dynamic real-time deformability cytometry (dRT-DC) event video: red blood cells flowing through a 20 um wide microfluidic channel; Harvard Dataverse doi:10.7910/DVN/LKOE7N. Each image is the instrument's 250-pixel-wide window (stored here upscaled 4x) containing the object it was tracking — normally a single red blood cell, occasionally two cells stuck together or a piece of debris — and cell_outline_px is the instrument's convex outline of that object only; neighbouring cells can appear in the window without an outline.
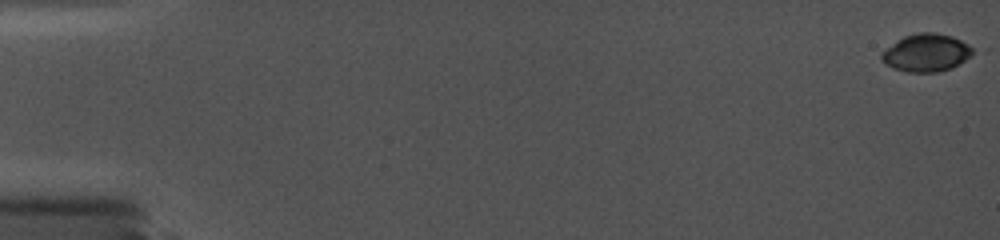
{"species": "common noctule bat (a hibernating species)", "species_latin": "Nyctalus noctula", "temperature_condition": "cold", "stored_images_in_passage": 8, "camera_frame_rate_fps": 5000, "um_per_image_px": 0.085, "animal": {"sex": "female", "body_mass_g": 19.0, "forearm_length_mm": 56.7}, "frame": {"image": 1, "passage_image": 1, "time_ms": 0.0, "image_size_px": [1000, 240], "cell_outline_px": [[976, 48], [964, 60], [952, 68], [936, 72], [908, 72], [892, 68], [884, 64], [880, 60], [880, 56], [884, 48], [896, 40], [904, 36], [916, 32], [936, 32], [952, 36]], "centroid_in_image_um": [78.68, 4.47], "position_along_channel_um": 6.3, "area_um2": 20.29}}